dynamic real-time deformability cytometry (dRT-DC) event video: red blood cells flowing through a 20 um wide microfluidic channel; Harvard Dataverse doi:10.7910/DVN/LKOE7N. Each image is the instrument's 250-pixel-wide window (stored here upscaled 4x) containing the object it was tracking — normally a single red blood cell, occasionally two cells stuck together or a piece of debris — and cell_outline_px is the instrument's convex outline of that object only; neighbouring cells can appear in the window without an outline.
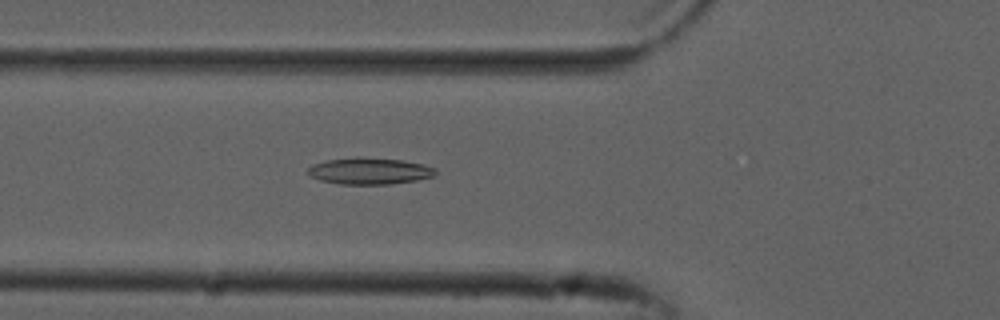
{"species": "common noctule bat (a hibernating species)", "species_latin": "Nyctalus noctula", "temperature_condition": "cold", "stored_images_in_passage": 40, "camera_frame_rate_fps": 3000, "um_per_image_px": 0.085, "animal": {"sex": "male", "forearm_length_mm": 52.5}, "frame": {"image": 1, "passage_image": 6, "time_ms": 1.667, "image_size_px": [1000, 320], "cell_outline_px": [[436, 172], [432, 176], [416, 180], [388, 184], [340, 184], [320, 180], [312, 176], [308, 172], [308, 168], [312, 164], [328, 160], [356, 156], [360, 156], [404, 160], [424, 164], [436, 168]], "centroid_in_image_um": [31.41, 14.52], "position_along_channel_um": 94.4, "area_um2": 19.83}}
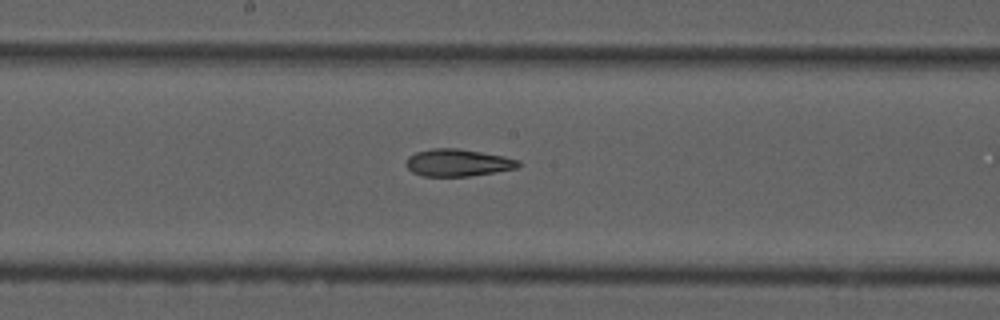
{"frame": {"image": 2, "passage_image": 15, "time_ms": 4.667, "image_size_px": [1000, 320], "cell_outline_px": [[520, 164], [516, 168], [468, 176], [424, 176], [412, 172], [408, 168], [408, 156], [416, 152], [432, 148], [456, 148], [504, 156], [520, 160]], "centroid_in_image_um": [38.91, 13.82], "position_along_channel_um": 209.3, "area_um2": 17.51}}
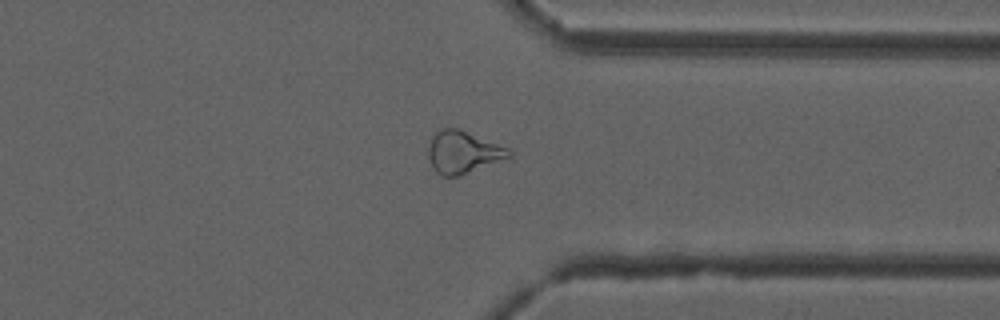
{"frame": {"image": 3, "passage_image": 28, "time_ms": 9.0, "image_size_px": [1000, 320], "cell_outline_px": [[512, 156], [460, 176], [440, 176], [432, 168], [428, 156], [428, 148], [432, 136], [440, 128], [456, 128], [508, 148], [512, 152]], "centroid_in_image_um": [39.32, 12.96], "position_along_channel_um": 372.1, "area_um2": 19.71}, "authors_computed_cell_mechanics": {"area_um2": 19.1896, "velocity_mm_per_s": 3.811, "shape_relaxation_time_tau1_ms": null, "shape_relaxation_time_tau2_ms": 3.8343, "deformation_change_tau1": null, "deformation_change_tau2": 0.1292}}